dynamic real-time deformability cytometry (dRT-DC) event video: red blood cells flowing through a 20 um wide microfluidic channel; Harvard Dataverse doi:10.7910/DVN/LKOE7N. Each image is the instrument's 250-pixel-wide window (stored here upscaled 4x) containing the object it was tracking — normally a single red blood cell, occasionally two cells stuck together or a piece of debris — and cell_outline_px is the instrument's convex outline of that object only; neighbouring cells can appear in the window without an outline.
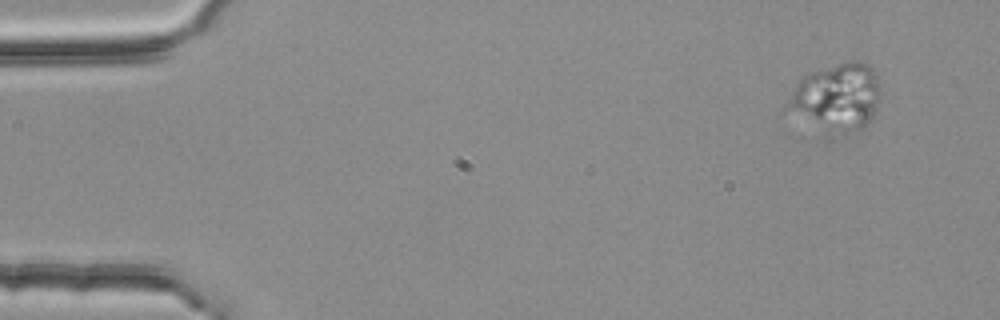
{"species": "common noctule bat (a hibernating species)", "species_latin": "Nyctalus noctula", "temperature_condition": "room temperature", "stored_images_in_passage": 5, "camera_frame_rate_fps": 3000, "um_per_image_px": 0.085, "animal": {"sex": "female", "body_mass_g": 25.1}, "frame": {"image": 1, "passage_image": 1, "time_ms": 0.0, "image_size_px": [1000, 320], "cell_outline_px": [[880, 92], [876, 108], [868, 128], [864, 132], [832, 140], [824, 140], [780, 112], [780, 108], [796, 84], [808, 72], [852, 60], [856, 60], [868, 64], [876, 72], [880, 84]], "centroid_in_image_um": [70.97, 8.51], "position_along_channel_um": 14.0, "area_um2": 40.92}}
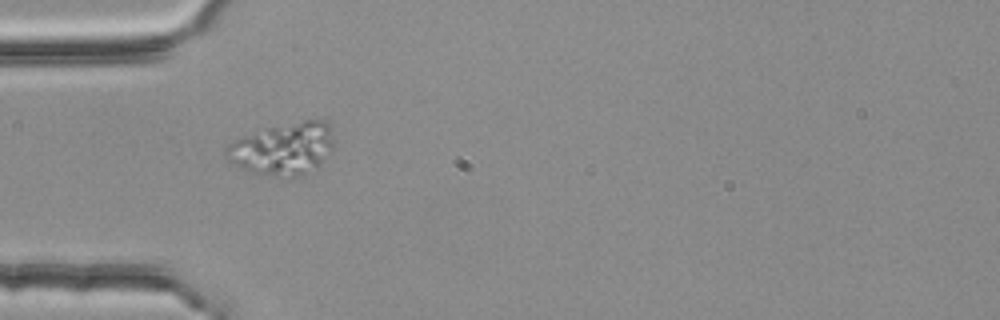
{"frame": {"image": 2, "passage_image": 4, "time_ms": 1.0, "image_size_px": [1000, 320], "cell_outline_px": [[332, 152], [316, 168], [304, 176], [272, 176], [248, 172], [228, 160], [224, 156], [224, 148], [228, 144], [252, 132], [268, 128], [304, 120], [328, 120], [332, 124]], "centroid_in_image_um": [24.08, 12.65], "position_along_channel_um": 60.9, "area_um2": 33.06}}
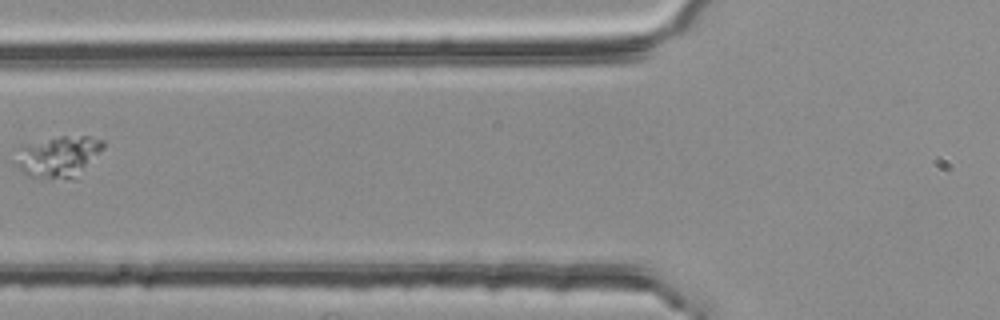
{"frame": {"image": 3, "passage_image": 5, "time_ms": 1.333, "image_size_px": [1000, 320], "cell_outline_px": [[104, 148], [76, 180], [28, 176], [20, 172], [12, 164], [16, 148], [20, 144], [60, 136], [88, 136], [104, 140]], "centroid_in_image_um": [4.89, 13.31], "position_along_channel_um": 120.9, "area_um2": 22.02}}